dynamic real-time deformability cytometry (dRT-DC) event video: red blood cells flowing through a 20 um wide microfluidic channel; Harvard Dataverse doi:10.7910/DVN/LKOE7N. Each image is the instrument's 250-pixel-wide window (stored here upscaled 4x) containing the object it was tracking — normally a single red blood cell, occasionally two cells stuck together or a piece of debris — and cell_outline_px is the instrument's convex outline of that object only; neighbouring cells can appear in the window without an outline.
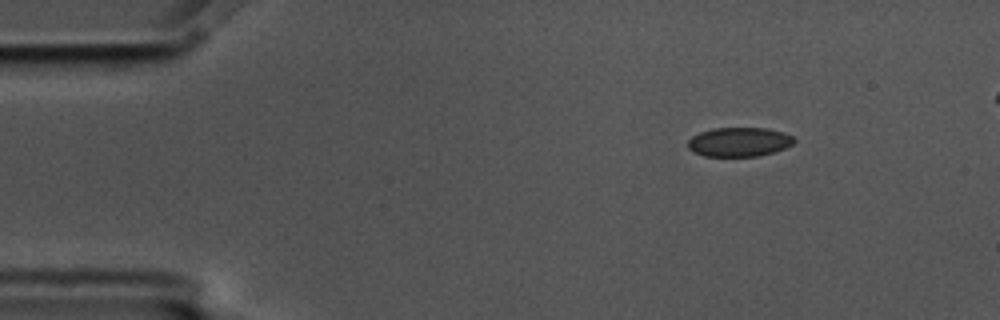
{"species": "common noctule bat (a hibernating species)", "species_latin": "Nyctalus noctula", "temperature_condition": "cold", "stored_images_in_passage": 49, "camera_frame_rate_fps": 3000, "um_per_image_px": 0.085, "animal": {"sex": "male", "body_mass_g": 17.5, "forearm_length_mm": 52.3}, "frame": {"image": 1, "passage_image": 1, "time_ms": 0.0, "image_size_px": [1000, 320], "cell_outline_px": [[796, 140], [792, 144], [784, 148], [760, 156], [704, 156], [692, 152], [688, 148], [688, 140], [692, 136], [700, 132], [712, 128], [768, 128], [784, 132], [792, 136]], "centroid_in_image_um": [62.81, 12.06], "position_along_channel_um": 22.2, "area_um2": 18.15}}
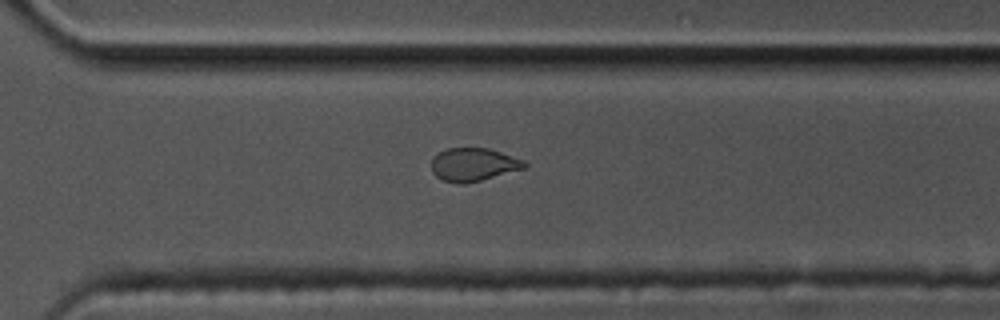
{"frame": {"image": 2, "passage_image": 33, "time_ms": 10.667, "image_size_px": [1000, 320], "cell_outline_px": [[528, 164], [524, 168], [480, 180], [464, 184], [460, 184], [444, 180], [436, 176], [432, 172], [432, 160], [440, 152], [448, 148], [488, 148], [524, 160]], "centroid_in_image_um": [40.24, 13.98], "position_along_channel_um": 330.4, "area_um2": 17.63}}
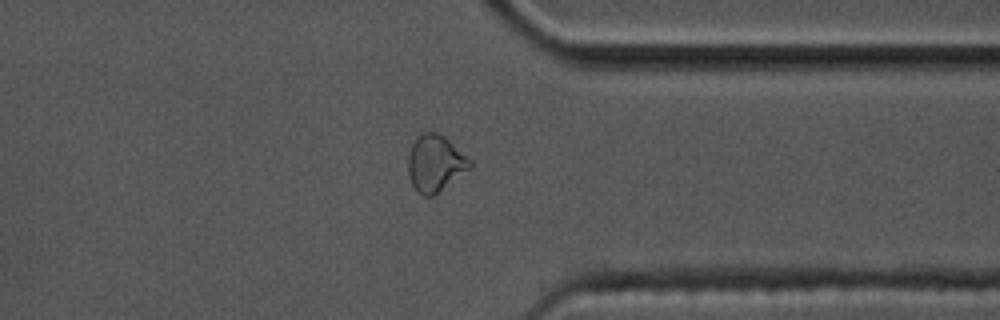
{"frame": {"image": 3, "passage_image": 37, "time_ms": 12.0, "image_size_px": [1000, 320], "cell_outline_px": [[472, 168], [432, 196], [424, 196], [412, 184], [408, 176], [408, 156], [412, 144], [420, 132], [436, 132], [444, 136], [468, 156], [472, 160]], "centroid_in_image_um": [37.01, 13.86], "position_along_channel_um": 374.4, "area_um2": 20.4}, "authors_computed_cell_mechanics": {"area_um2": 19.074, "velocity_mm_per_s": 3.5712, "shape_relaxation_time_tau1_ms": 3.2995, "shape_relaxation_time_tau2_ms": 5.2879, "deformation_change_tau1": 0.0829, "deformation_change_tau2": 0.0628}}